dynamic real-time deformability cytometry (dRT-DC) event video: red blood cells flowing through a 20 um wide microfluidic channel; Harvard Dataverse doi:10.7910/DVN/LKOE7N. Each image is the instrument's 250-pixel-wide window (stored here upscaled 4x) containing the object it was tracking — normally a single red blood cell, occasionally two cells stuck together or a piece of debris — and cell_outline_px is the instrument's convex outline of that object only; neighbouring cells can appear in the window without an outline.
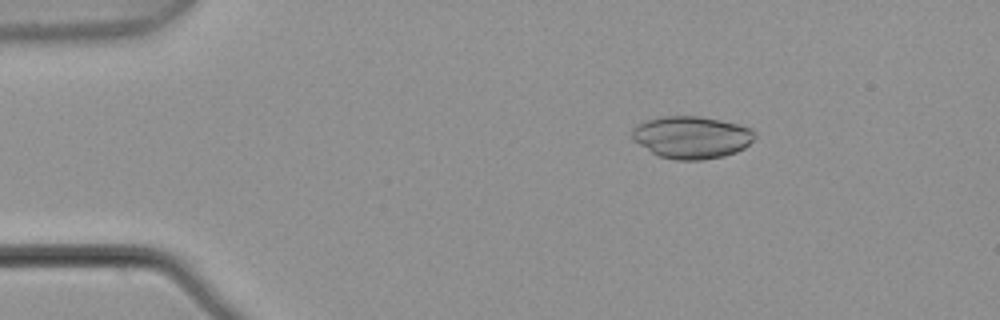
{"species": "common noctule bat (a hibernating species)", "species_latin": "Nyctalus noctula", "temperature_condition": "warm", "stored_images_in_passage": 4, "camera_frame_rate_fps": 3000, "um_per_image_px": 0.085, "animal": {"sex": "male", "body_mass_g": 21.5, "forearm_length_mm": 52.0}, "frame": {"image": 1, "passage_image": 3, "time_ms": 0.667, "image_size_px": [1000, 320], "cell_outline_px": [[756, 136], [744, 148], [736, 152], [724, 156], [700, 160], [676, 160], [660, 156], [652, 152], [640, 144], [632, 136], [632, 128], [636, 124], [648, 120], [664, 116], [700, 116], [740, 124], [752, 128]], "centroid_in_image_um": [58.82, 11.66], "position_along_channel_um": 26.2, "area_um2": 30.11}}